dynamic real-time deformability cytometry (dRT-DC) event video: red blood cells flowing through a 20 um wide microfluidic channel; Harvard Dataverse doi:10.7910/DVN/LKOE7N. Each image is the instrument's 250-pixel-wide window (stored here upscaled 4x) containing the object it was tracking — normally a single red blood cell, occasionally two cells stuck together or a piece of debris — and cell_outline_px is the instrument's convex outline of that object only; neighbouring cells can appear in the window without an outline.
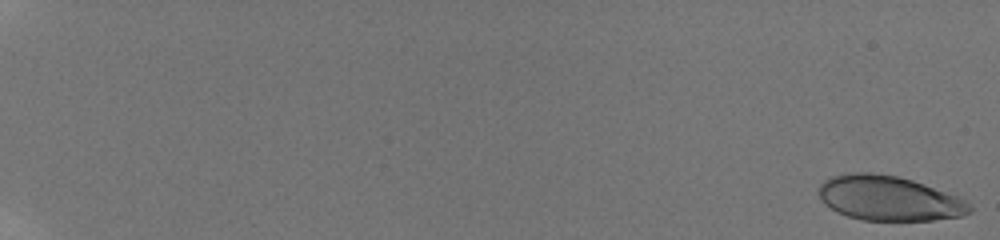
{"species": "human", "species_latin": "Homo sapiens", "temperature_condition": "room temperature", "stored_images_in_passage": 19, "camera_frame_rate_fps": 3000, "um_per_image_px": 0.085, "donor": {"sex": "male"}, "frame": {"image": 1, "passage_image": 1, "time_ms": 0.0, "image_size_px": [1000, 240], "cell_outline_px": [[972, 212], [964, 216], [932, 220], [860, 220], [836, 212], [820, 196], [820, 184], [828, 176], [848, 172], [872, 172], [896, 176], [912, 180], [924, 184], [956, 196], [964, 200], [972, 208]], "centroid_in_image_um": [75.55, 16.85], "position_along_channel_um": 9.4, "area_um2": 39.19}}